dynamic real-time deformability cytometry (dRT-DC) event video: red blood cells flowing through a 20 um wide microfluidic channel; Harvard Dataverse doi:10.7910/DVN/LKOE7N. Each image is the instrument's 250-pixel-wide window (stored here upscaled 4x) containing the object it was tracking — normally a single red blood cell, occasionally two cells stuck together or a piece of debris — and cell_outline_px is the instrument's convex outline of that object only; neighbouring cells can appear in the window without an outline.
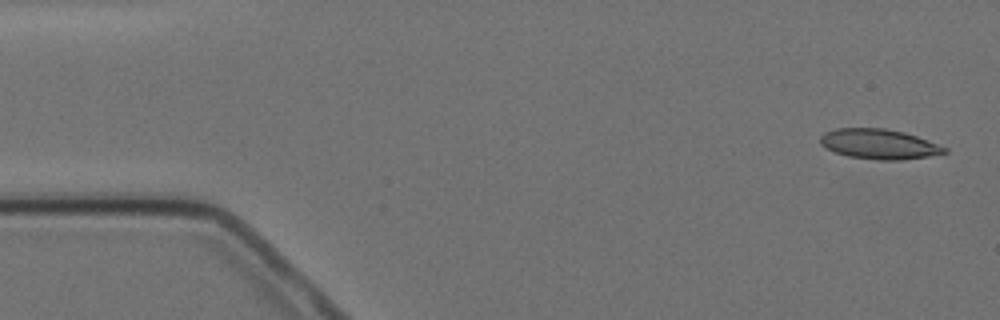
{"species": "Egyptian fruit bat (a non-hibernating species)", "species_latin": "Rousettus aegyptiacus", "temperature_condition": "cold", "stored_images_in_passage": 4, "camera_frame_rate_fps": 3000, "um_per_image_px": 0.085, "animal": {"sex": "female"}, "frame": {"image": 1, "passage_image": 1, "time_ms": 0.0, "image_size_px": [1000, 320], "cell_outline_px": [[948, 152], [928, 156], [900, 160], [880, 160], [848, 156], [836, 152], [820, 144], [820, 136], [824, 132], [836, 128], [884, 128], [904, 132], [916, 136], [948, 148]], "centroid_in_image_um": [74.71, 12.24], "position_along_channel_um": 10.3, "area_um2": 21.56}}
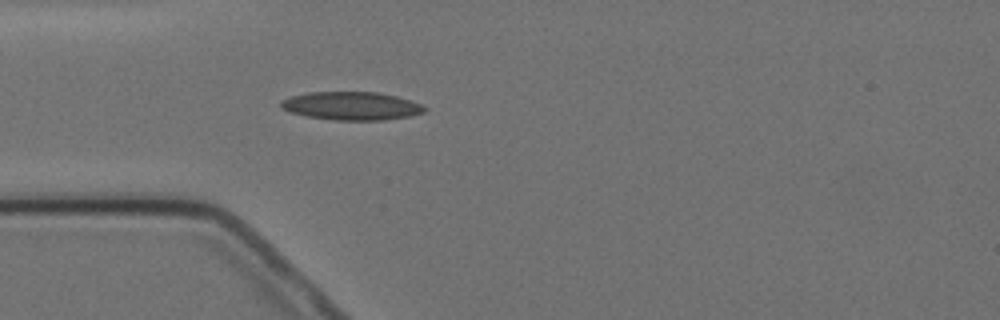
{"frame": {"image": 2, "passage_image": 4, "time_ms": 4.333, "image_size_px": [1000, 320], "cell_outline_px": [[428, 108], [424, 112], [408, 116], [384, 120], [332, 120], [308, 116], [292, 112], [280, 108], [280, 100], [292, 96], [308, 92], [376, 92], [396, 96], [420, 104]], "centroid_in_image_um": [29.85, 9.0], "position_along_channel_um": 55.1, "area_um2": 23.47}}